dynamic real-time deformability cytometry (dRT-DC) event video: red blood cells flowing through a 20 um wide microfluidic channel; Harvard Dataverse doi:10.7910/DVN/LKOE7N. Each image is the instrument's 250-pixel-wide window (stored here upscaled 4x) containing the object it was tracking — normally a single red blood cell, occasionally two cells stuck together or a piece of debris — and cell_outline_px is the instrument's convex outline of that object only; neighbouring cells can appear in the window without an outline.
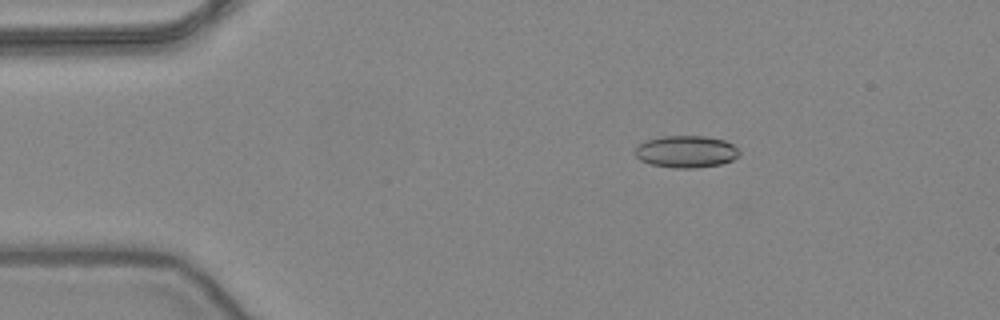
{"species": "common noctule bat (a hibernating species)", "species_latin": "Nyctalus noctula", "temperature_condition": "warm", "stored_images_in_passage": 53, "camera_frame_rate_fps": 3000, "um_per_image_px": 0.085, "animal": {"sex": "female", "body_mass_g": 24.6, "forearm_length_mm": 56.2}, "frame": {"image": 1, "passage_image": 9, "time_ms": 2.667, "image_size_px": [1000, 320], "cell_outline_px": [[740, 156], [732, 160], [720, 164], [692, 168], [676, 168], [652, 164], [640, 160], [636, 156], [636, 148], [640, 144], [648, 140], [664, 136], [704, 136], [724, 140], [732, 144], [740, 152]], "centroid_in_image_um": [58.35, 12.89], "position_along_channel_um": 26.6, "area_um2": 19.19}}
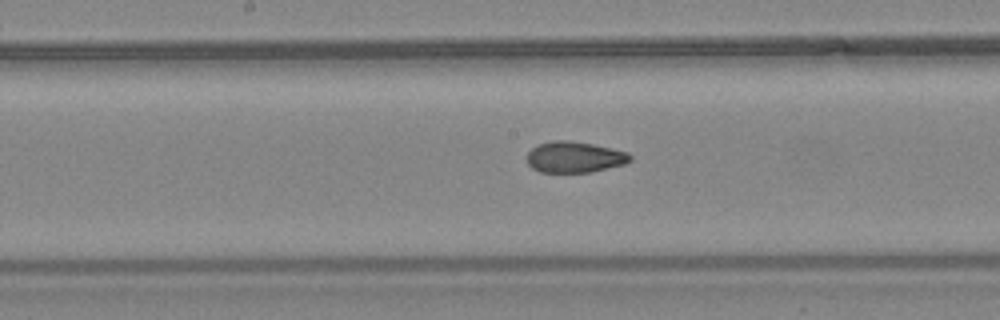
{"frame": {"image": 2, "passage_image": 27, "time_ms": 8.667, "image_size_px": [1000, 320], "cell_outline_px": [[632, 160], [624, 164], [592, 172], [540, 172], [532, 168], [528, 164], [528, 152], [536, 144], [552, 140], [568, 140], [592, 144], [628, 152], [632, 156]], "centroid_in_image_um": [48.83, 13.35], "position_along_channel_um": 199.4, "area_um2": 18.73}}
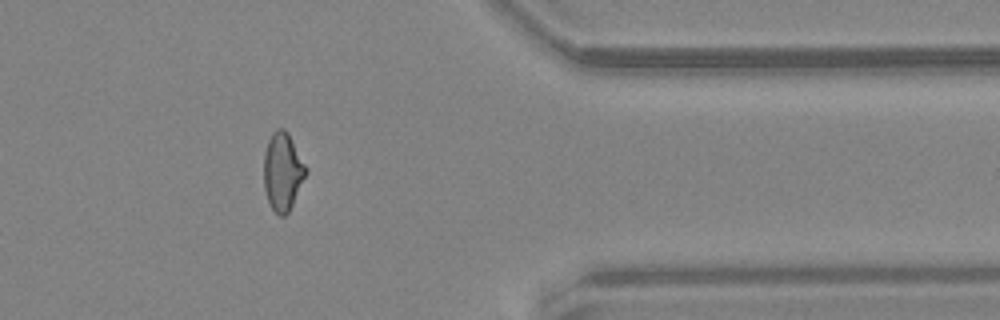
{"frame": {"image": 3, "passage_image": 43, "time_ms": 14.0, "image_size_px": [1000, 320], "cell_outline_px": [[308, 172], [288, 212], [284, 216], [280, 216], [272, 208], [268, 200], [264, 188], [264, 152], [268, 140], [272, 132], [276, 128], [284, 128], [288, 132], [308, 168]], "centroid_in_image_um": [24.04, 14.54], "position_along_channel_um": 387.4, "area_um2": 19.19}, "authors_computed_cell_mechanics": {"area_um2": 19.2474, "velocity_mm_per_s": 3.9035, "shape_relaxation_time_tau1_ms": null, "shape_relaxation_time_tau2_ms": 1.8328, "deformation_change_tau1": null, "deformation_change_tau2": 0.0686}}